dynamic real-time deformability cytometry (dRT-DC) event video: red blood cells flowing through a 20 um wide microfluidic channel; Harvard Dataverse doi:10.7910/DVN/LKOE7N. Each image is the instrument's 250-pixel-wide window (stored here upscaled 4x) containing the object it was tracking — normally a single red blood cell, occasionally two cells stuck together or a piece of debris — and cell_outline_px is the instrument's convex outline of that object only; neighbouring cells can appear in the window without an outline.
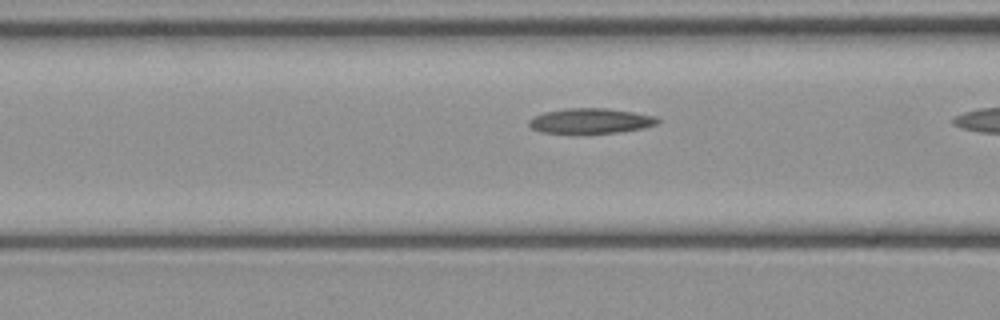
{"species": "common noctule bat (a hibernating species)", "species_latin": "Nyctalus noctula", "temperature_condition": "cold", "stored_images_in_passage": 5, "camera_frame_rate_fps": 3000, "um_per_image_px": 0.085, "animal": {"sex": "female", "body_mass_g": 21.9}, "frame": {"image": 1, "passage_image": 4, "time_ms": 1.0, "image_size_px": [1000, 320], "cell_outline_px": [[660, 124], [644, 128], [616, 132], [584, 136], [572, 136], [540, 132], [532, 128], [528, 124], [528, 120], [532, 116], [544, 112], [564, 108], [608, 108], [656, 116], [660, 120]], "centroid_in_image_um": [50.14, 10.32], "position_along_channel_um": 116.5, "area_um2": 20.0}}